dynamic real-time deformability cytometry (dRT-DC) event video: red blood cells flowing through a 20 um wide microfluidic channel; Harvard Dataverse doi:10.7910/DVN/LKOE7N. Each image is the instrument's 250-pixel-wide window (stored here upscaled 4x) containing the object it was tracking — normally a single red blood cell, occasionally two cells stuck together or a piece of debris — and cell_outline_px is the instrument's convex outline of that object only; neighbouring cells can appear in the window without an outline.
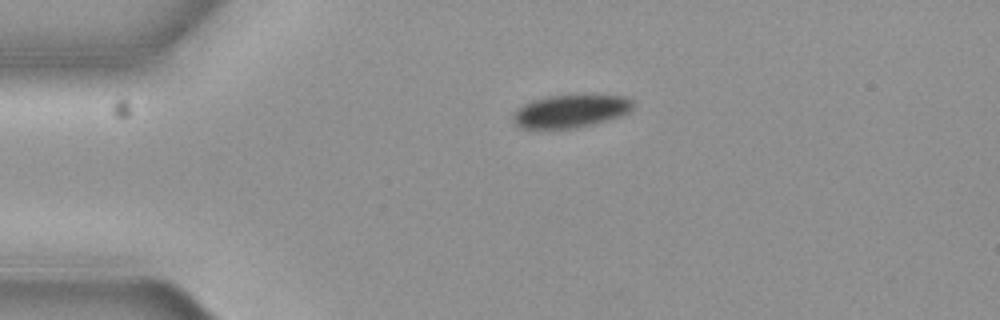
{"species": "common noctule bat (a hibernating species)", "species_latin": "Nyctalus noctula", "temperature_condition": "cold", "stored_images_in_passage": 2, "camera_frame_rate_fps": 3000, "um_per_image_px": 0.085, "animal": {"sex": "female", "body_mass_g": 19.3, "forearm_length_mm": 54.1}, "frame": {"image": 1, "passage_image": 1, "time_ms": 0.0, "image_size_px": [1000, 320], "cell_outline_px": [[632, 108], [628, 112], [620, 116], [608, 120], [592, 124], [572, 128], [520, 128], [512, 120], [512, 112], [516, 108], [532, 100], [548, 96], [628, 96], [632, 100]], "centroid_in_image_um": [48.45, 9.45], "position_along_channel_um": 36.6, "area_um2": 22.72}}